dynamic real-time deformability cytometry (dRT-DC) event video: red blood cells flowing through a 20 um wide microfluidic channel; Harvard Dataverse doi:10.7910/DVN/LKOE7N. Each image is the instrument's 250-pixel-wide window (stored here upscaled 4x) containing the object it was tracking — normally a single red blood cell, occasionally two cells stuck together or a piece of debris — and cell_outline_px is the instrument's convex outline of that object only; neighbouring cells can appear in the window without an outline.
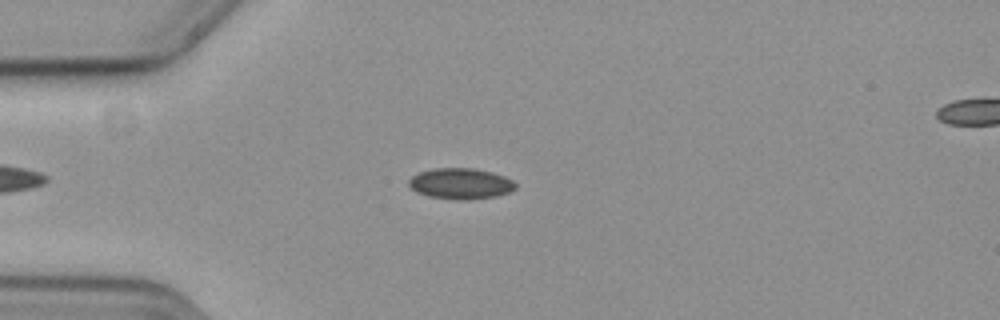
{"species": "common noctule bat (a hibernating species)", "species_latin": "Nyctalus noctula", "temperature_condition": "cold", "stored_images_in_passage": 51, "camera_frame_rate_fps": 3000, "um_per_image_px": 0.085, "animal": {"sex": "female", "body_mass_g": 19.3, "forearm_length_mm": 54.1}, "frame": {"image": 1, "passage_image": 9, "time_ms": 2.667, "image_size_px": [1000, 320], "cell_outline_px": [[516, 188], [508, 192], [496, 196], [472, 200], [456, 200], [428, 196], [416, 192], [408, 184], [408, 180], [412, 176], [420, 172], [436, 168], [476, 168], [492, 172], [504, 176], [512, 180], [516, 184]], "centroid_in_image_um": [39.16, 15.61], "position_along_channel_um": 45.8, "area_um2": 19.31}}
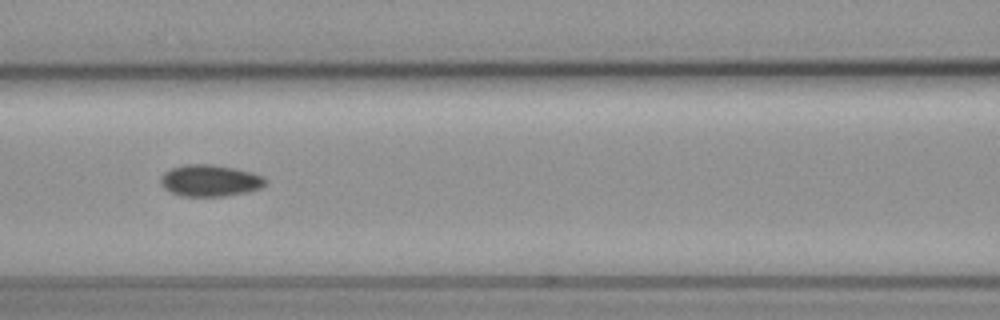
{"frame": {"image": 2, "passage_image": 19, "time_ms": 6.0, "image_size_px": [1000, 320], "cell_outline_px": [[264, 184], [260, 188], [248, 192], [224, 196], [180, 196], [164, 188], [160, 184], [160, 176], [164, 172], [172, 168], [184, 164], [212, 164], [236, 168], [252, 172], [264, 176]], "centroid_in_image_um": [17.82, 15.34], "position_along_channel_um": 148.8, "area_um2": 19.42}}
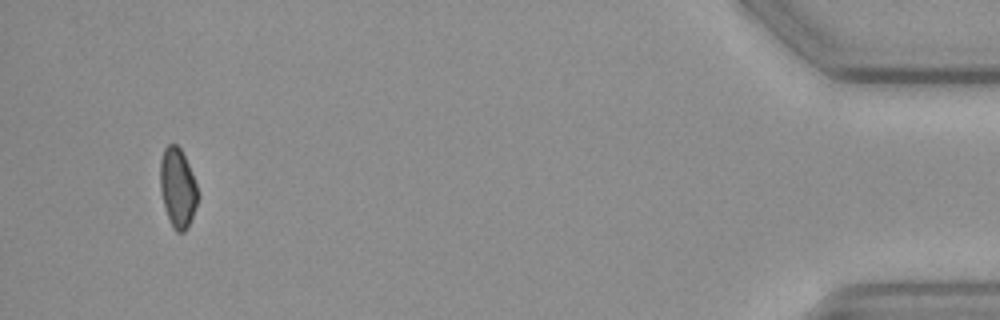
{"frame": {"image": 3, "passage_image": 48, "time_ms": 15.667, "image_size_px": [1000, 320], "cell_outline_px": [[200, 196], [192, 216], [184, 232], [176, 232], [172, 228], [160, 192], [160, 160], [164, 148], [168, 144], [176, 144], [180, 148], [188, 164], [196, 184]], "centroid_in_image_um": [15.1, 15.95], "position_along_channel_um": 420.1, "area_um2": 17.34}, "authors_computed_cell_mechanics": {"area_um2": 18.5538, "velocity_mm_per_s": 3.6526, "shape_relaxation_time_tau1_ms": 2.4481, "shape_relaxation_time_tau2_ms": null, "deformation_change_tau1": 0.0447, "deformation_change_tau2": null}}